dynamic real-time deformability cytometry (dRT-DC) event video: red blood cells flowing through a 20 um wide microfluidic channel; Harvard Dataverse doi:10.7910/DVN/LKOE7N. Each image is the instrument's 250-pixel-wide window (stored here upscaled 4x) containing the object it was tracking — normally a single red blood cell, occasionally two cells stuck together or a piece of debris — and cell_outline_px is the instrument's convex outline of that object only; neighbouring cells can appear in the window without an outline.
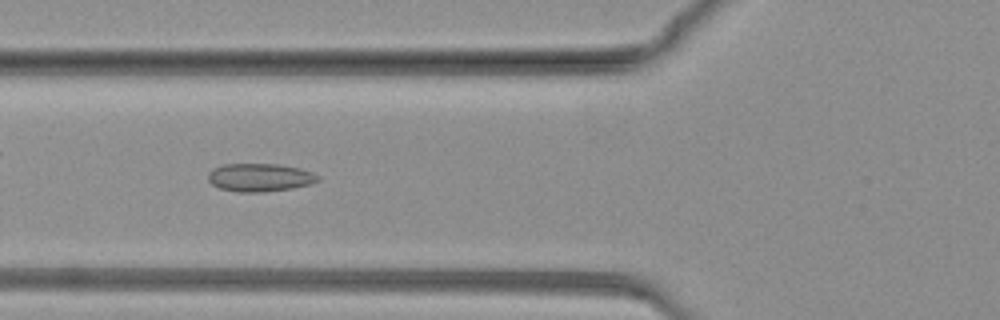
{"species": "common noctule bat (a hibernating species)", "species_latin": "Nyctalus noctula", "temperature_condition": "warm", "stored_images_in_passage": 11, "camera_frame_rate_fps": 3000, "um_per_image_px": 0.085, "animal": {"sex": "female", "body_mass_g": 19.3, "forearm_length_mm": 54.1}, "frame": {"image": 1, "passage_image": 10, "time_ms": 3.0, "image_size_px": [1000, 320], "cell_outline_px": [[320, 180], [312, 184], [292, 188], [264, 192], [236, 192], [220, 188], [212, 184], [208, 180], [208, 172], [212, 168], [224, 164], [280, 164], [300, 168], [312, 172], [320, 176]], "centroid_in_image_um": [22.1, 15.08], "position_along_channel_um": 103.7, "area_um2": 18.21}}